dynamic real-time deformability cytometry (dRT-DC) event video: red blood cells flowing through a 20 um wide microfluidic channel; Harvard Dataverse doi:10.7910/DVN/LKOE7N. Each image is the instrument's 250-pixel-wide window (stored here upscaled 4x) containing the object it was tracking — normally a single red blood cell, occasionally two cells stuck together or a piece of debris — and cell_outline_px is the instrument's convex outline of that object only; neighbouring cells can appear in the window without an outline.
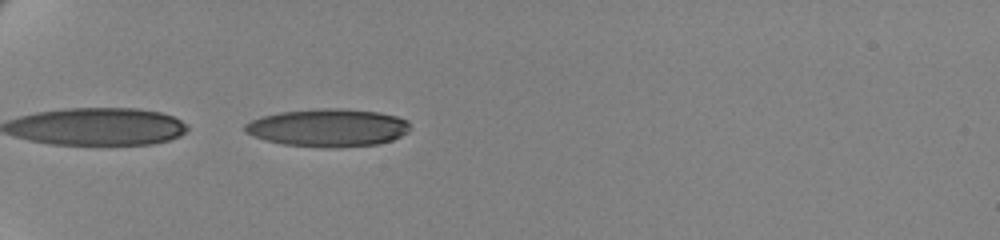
{"species": "human", "species_latin": "Homo sapiens", "temperature_condition": "cold", "stored_images_in_passage": 40, "camera_frame_rate_fps": 3000, "um_per_image_px": 0.085, "donor": {"sex": "female"}, "frame": {"image": 1, "passage_image": 1, "time_ms": 0.0, "image_size_px": [1000, 240], "cell_outline_px": [[412, 128], [408, 132], [392, 140], [380, 144], [340, 148], [320, 148], [284, 144], [264, 140], [244, 132], [244, 124], [252, 120], [264, 116], [280, 112], [324, 108], [340, 108], [380, 112], [396, 116], [408, 120]], "centroid_in_image_um": [27.92, 10.87], "position_along_channel_um": 57.1, "area_um2": 36.82}}
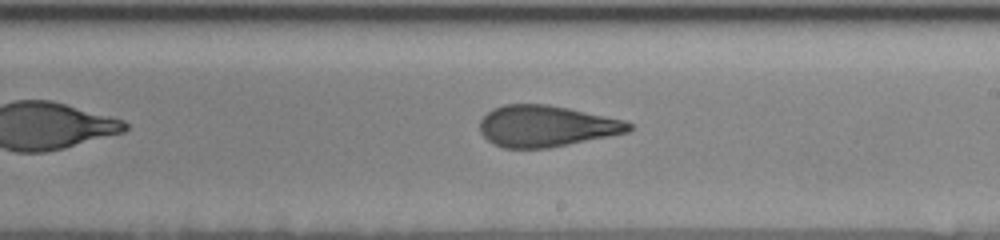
{"frame": {"image": 2, "passage_image": 19, "time_ms": 6.0, "image_size_px": [1000, 240], "cell_outline_px": [[632, 128], [628, 132], [548, 148], [504, 148], [492, 144], [480, 132], [480, 120], [492, 108], [504, 104], [548, 104], [568, 108], [624, 120], [632, 124]], "centroid_in_image_um": [46.39, 10.71], "position_along_channel_um": 242.6, "area_um2": 35.72}}
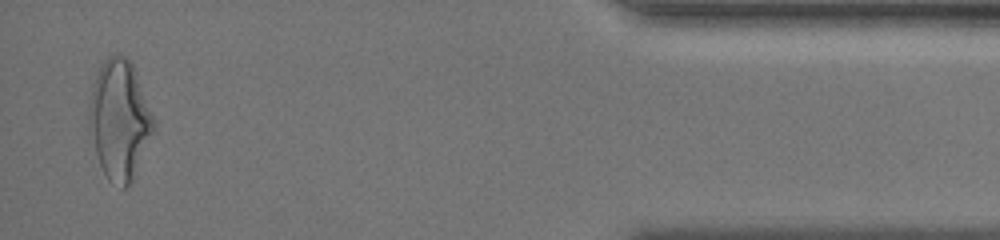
{"frame": {"image": 3, "passage_image": 39, "time_ms": 12.667, "image_size_px": [1000, 240], "cell_outline_px": [[156, 124], [132, 180], [124, 188], [120, 188], [108, 180], [100, 164], [88, 128], [88, 108], [92, 88], [100, 64], [108, 56], [120, 52], [132, 64]], "centroid_in_image_um": [10.13, 10.16], "position_along_channel_um": 425.1, "area_um2": 44.27}, "authors_computed_cell_mechanics": {"area_um2": 36.7608, "velocity_mm_per_s": 3.508, "shape_relaxation_time_tau1_ms": 5.5893, "shape_relaxation_time_tau2_ms": 1.7965, "deformation_change_tau1": 0.2046, "deformation_change_tau2": 0.1089}}